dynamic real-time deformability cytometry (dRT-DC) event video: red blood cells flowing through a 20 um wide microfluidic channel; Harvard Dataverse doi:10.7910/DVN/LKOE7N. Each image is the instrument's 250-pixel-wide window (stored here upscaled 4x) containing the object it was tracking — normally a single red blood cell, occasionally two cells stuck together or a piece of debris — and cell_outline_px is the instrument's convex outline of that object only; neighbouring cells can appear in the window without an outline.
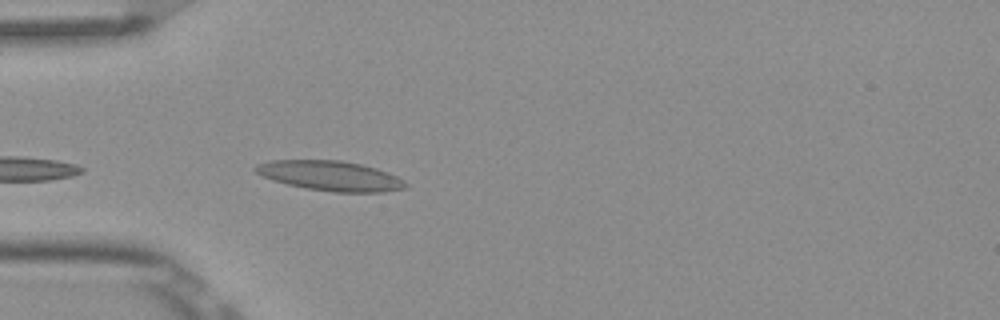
{"species": "Egyptian fruit bat (a non-hibernating species)", "species_latin": "Rousettus aegyptiacus", "temperature_condition": "room temperature", "stored_images_in_passage": 4, "camera_frame_rate_fps": 3000, "um_per_image_px": 0.085, "frame": {"image": 1, "passage_image": 4, "time_ms": 1.0, "image_size_px": [1000, 320], "cell_outline_px": [[408, 188], [384, 192], [332, 192], [304, 188], [272, 180], [256, 172], [252, 168], [256, 164], [268, 160], [340, 160], [360, 164], [376, 168], [388, 172], [404, 180], [408, 184]], "centroid_in_image_um": [28.09, 14.94], "position_along_channel_um": 56.9, "area_um2": 26.3}}